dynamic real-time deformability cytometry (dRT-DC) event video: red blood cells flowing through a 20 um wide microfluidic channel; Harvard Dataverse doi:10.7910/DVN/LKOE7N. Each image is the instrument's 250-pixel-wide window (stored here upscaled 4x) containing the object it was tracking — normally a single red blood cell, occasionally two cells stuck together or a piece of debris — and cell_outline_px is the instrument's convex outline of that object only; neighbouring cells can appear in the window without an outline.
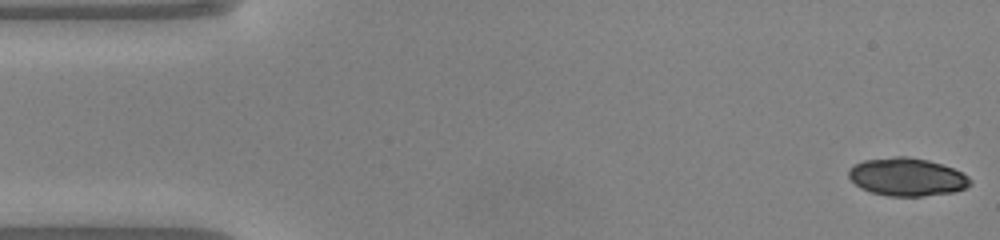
{"species": "common noctule bat (a hibernating species)", "species_latin": "Nyctalus noctula", "temperature_condition": "warm", "stored_images_in_passage": 48, "camera_frame_rate_fps": 3000, "um_per_image_px": 0.085, "animal": {"sex": "male", "body_mass_g": 20.0, "forearm_length_mm": 53.3}, "frame": {"image": 1, "passage_image": 1, "time_ms": 0.0, "image_size_px": [1000, 240], "cell_outline_px": [[972, 184], [964, 188], [952, 192], [924, 196], [888, 196], [872, 192], [860, 188], [848, 176], [848, 168], [864, 160], [896, 156], [908, 156], [928, 160], [952, 168], [968, 176], [972, 180]], "centroid_in_image_um": [77.08, 15.04], "position_along_channel_um": 7.9, "area_um2": 26.82}}
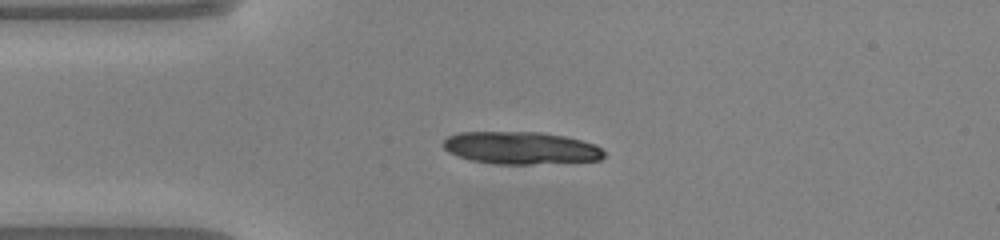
{"frame": {"image": 2, "passage_image": 11, "time_ms": 3.333, "image_size_px": [1000, 240], "cell_outline_px": [[604, 156], [600, 160], [532, 164], [492, 164], [468, 160], [456, 156], [448, 152], [440, 144], [448, 136], [460, 132], [540, 132], [564, 136], [596, 144], [604, 152]], "centroid_in_image_um": [44.22, 12.58], "position_along_channel_um": 40.8, "area_um2": 30.63}}